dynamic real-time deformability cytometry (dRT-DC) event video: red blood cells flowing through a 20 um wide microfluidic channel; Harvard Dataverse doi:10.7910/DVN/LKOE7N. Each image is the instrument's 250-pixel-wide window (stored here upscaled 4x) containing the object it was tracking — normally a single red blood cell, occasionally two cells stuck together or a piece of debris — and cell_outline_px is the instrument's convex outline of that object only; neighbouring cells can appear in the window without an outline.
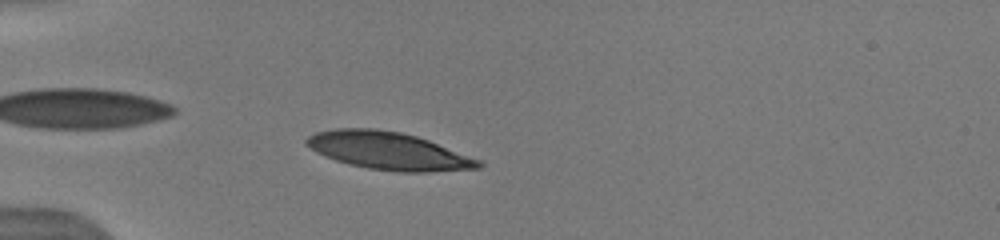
{"species": "human", "species_latin": "Homo sapiens", "temperature_condition": "warm", "stored_images_in_passage": 9, "camera_frame_rate_fps": 3000, "um_per_image_px": 0.085, "donor": {"sex": "male"}, "frame": {"image": 1, "passage_image": 6, "time_ms": 3.0, "image_size_px": [1000, 240], "cell_outline_px": [[484, 164], [480, 168], [428, 172], [400, 172], [368, 168], [348, 164], [324, 156], [316, 152], [304, 144], [304, 140], [308, 136], [316, 132], [336, 128], [376, 128], [400, 132], [416, 136], [428, 140], [480, 160]], "centroid_in_image_um": [32.98, 12.82], "position_along_channel_um": 52.0, "area_um2": 37.69}}